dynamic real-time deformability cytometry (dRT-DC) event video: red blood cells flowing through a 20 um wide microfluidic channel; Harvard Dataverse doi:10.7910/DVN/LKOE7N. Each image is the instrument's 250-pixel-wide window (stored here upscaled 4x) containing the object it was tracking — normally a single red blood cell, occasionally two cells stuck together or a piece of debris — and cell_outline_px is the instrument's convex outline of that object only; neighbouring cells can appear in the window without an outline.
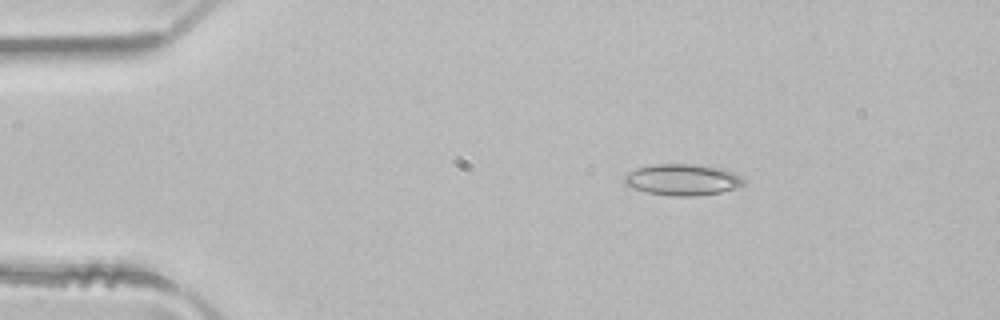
{"species": "common noctule bat (a hibernating species)", "species_latin": "Nyctalus noctula", "temperature_condition": "room temperature", "stored_images_in_passage": 3, "camera_frame_rate_fps": 3000, "um_per_image_px": 0.085, "animal": {"sex": "male", "body_mass_g": 21.5, "forearm_length_mm": 52.0}, "frame": {"image": 1, "passage_image": 2, "time_ms": 0.333, "image_size_px": [1000, 320], "cell_outline_px": [[744, 184], [736, 188], [720, 192], [696, 196], [672, 196], [644, 192], [632, 188], [624, 184], [624, 176], [628, 172], [636, 168], [652, 164], [696, 164], [724, 168], [740, 176], [744, 180]], "centroid_in_image_um": [57.98, 15.27], "position_along_channel_um": 27.0, "area_um2": 22.02}}